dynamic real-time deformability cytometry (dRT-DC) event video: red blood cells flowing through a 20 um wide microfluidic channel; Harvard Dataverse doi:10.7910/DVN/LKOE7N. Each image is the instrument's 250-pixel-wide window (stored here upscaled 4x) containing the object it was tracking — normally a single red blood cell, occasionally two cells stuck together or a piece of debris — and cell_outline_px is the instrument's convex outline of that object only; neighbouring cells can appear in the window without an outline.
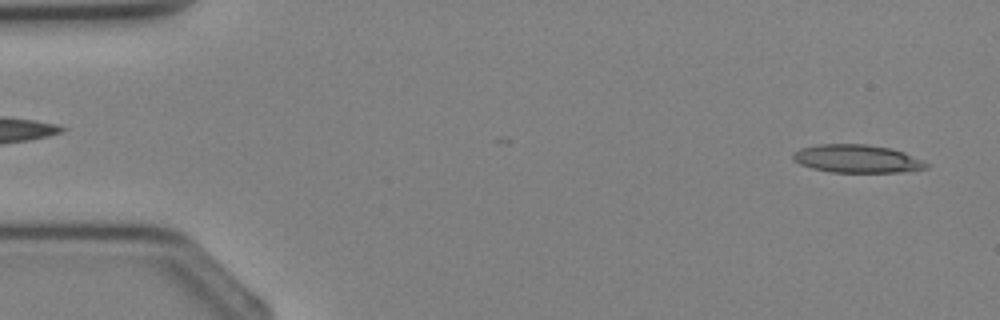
{"species": "Egyptian fruit bat (a non-hibernating species)", "species_latin": "Rousettus aegyptiacus", "temperature_condition": "cold", "stored_images_in_passage": 3, "camera_frame_rate_fps": 3000, "um_per_image_px": 0.085, "animal": {"sex": "female"}, "frame": {"image": 1, "passage_image": 1, "time_ms": 0.0, "image_size_px": [1000, 320], "cell_outline_px": [[932, 164], [928, 168], [900, 172], [832, 172], [812, 168], [800, 164], [792, 160], [792, 152], [800, 148], [816, 144], [868, 144], [892, 148], [904, 152], [924, 160]], "centroid_in_image_um": [72.86, 13.48], "position_along_channel_um": 12.1, "area_um2": 22.14}}